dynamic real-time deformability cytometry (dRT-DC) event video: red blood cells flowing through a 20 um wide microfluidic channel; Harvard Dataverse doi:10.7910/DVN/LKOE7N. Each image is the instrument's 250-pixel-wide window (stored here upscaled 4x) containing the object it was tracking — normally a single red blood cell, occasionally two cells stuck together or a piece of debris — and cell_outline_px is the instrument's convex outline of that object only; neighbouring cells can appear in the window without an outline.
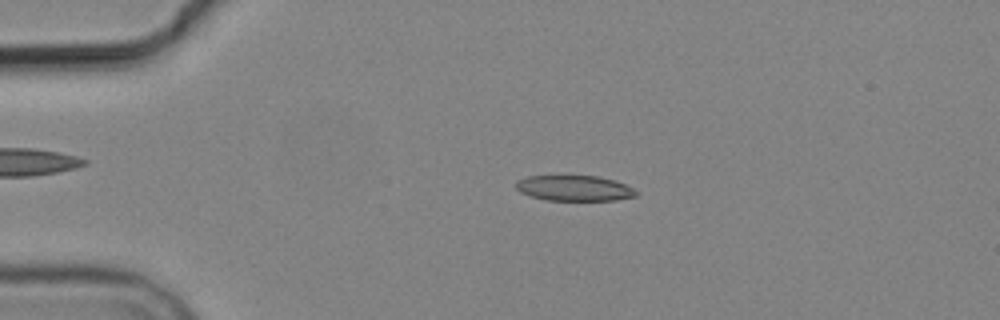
{"species": "common noctule bat (a hibernating species)", "species_latin": "Nyctalus noctula", "temperature_condition": "cold", "stored_images_in_passage": 5, "camera_frame_rate_fps": 3000, "um_per_image_px": 0.085, "animal": {"sex": "male", "body_mass_g": 19.2, "forearm_length_mm": 51.8}, "frame": {"image": 1, "passage_image": 3, "time_ms": 2.0, "image_size_px": [1000, 320], "cell_outline_px": [[636, 196], [616, 200], [544, 200], [520, 192], [516, 188], [516, 180], [528, 176], [600, 176], [616, 180], [632, 188], [636, 192]], "centroid_in_image_um": [48.8, 15.99], "position_along_channel_um": 36.2, "area_um2": 17.8}}